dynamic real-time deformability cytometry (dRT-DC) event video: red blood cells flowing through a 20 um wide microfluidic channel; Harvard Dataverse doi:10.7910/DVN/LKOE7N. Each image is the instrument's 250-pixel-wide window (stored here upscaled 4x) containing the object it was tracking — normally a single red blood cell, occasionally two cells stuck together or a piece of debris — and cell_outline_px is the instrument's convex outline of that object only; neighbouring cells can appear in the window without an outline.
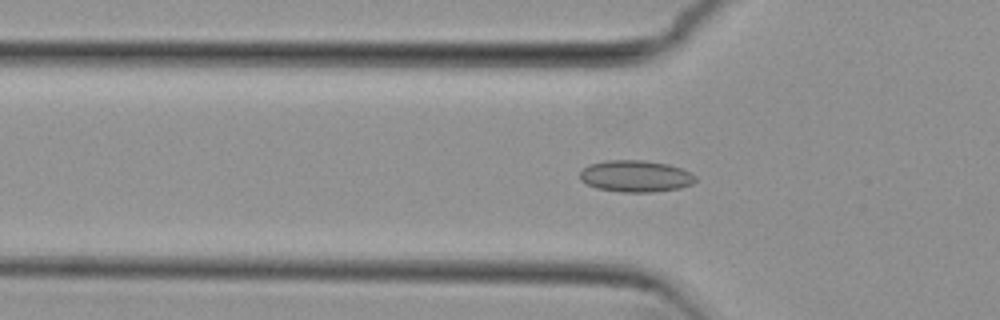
{"species": "common noctule bat (a hibernating species)", "species_latin": "Nyctalus noctula", "temperature_condition": "cold", "stored_images_in_passage": 6, "camera_frame_rate_fps": 3000, "um_per_image_px": 0.085, "animal": {"sex": "female", "body_mass_g": 29.2, "forearm_length_mm": 56.3}, "frame": {"image": 1, "passage_image": 5, "time_ms": 1.333, "image_size_px": [1000, 320], "cell_outline_px": [[696, 180], [692, 184], [680, 188], [652, 192], [620, 192], [596, 188], [580, 180], [580, 172], [588, 164], [608, 160], [644, 160], [668, 164], [680, 168], [696, 176]], "centroid_in_image_um": [54.01, 14.97], "position_along_channel_um": 71.8, "area_um2": 21.33}}